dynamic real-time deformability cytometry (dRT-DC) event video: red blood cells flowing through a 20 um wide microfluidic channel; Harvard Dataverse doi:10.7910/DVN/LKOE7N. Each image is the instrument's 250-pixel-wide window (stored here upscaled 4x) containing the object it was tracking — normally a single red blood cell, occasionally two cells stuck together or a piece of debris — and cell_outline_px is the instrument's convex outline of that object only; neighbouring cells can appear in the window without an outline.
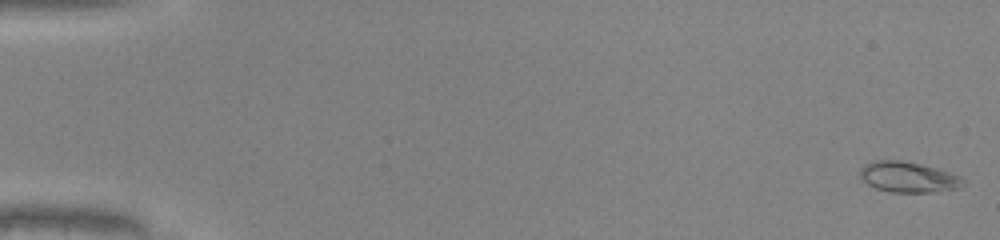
{"species": "common noctule bat (a hibernating species)", "species_latin": "Nyctalus noctula", "temperature_condition": "warm", "stored_images_in_passage": 50, "camera_frame_rate_fps": 3000, "um_per_image_px": 0.085, "animal": {"sex": "male", "body_mass_g": 20.0, "forearm_length_mm": 53.3}, "frame": {"image": 1, "passage_image": 1, "time_ms": 0.0, "image_size_px": [1000, 240], "cell_outline_px": [[964, 180], [960, 188], [932, 192], [888, 192], [876, 188], [868, 184], [860, 176], [860, 168], [864, 164], [872, 160], [900, 160], [920, 164], [936, 168], [960, 176]], "centroid_in_image_um": [77.17, 15.05], "position_along_channel_um": 7.8, "area_um2": 18.32}}
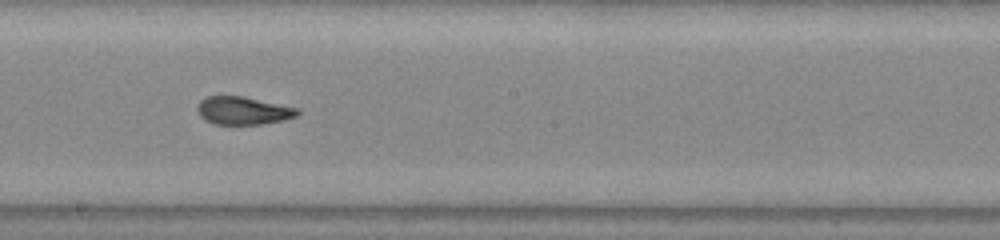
{"frame": {"image": 2, "passage_image": 29, "time_ms": 9.333, "image_size_px": [1000, 240], "cell_outline_px": [[300, 112], [296, 116], [284, 120], [260, 124], [212, 124], [204, 120], [200, 116], [196, 108], [200, 100], [208, 96], [244, 96], [300, 108]], "centroid_in_image_um": [20.67, 9.4], "position_along_channel_um": 227.5, "area_um2": 16.47}}
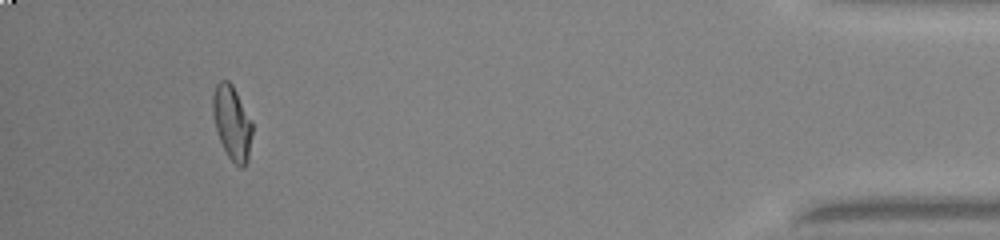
{"frame": {"image": 3, "passage_image": 47, "time_ms": 15.333, "image_size_px": [1000, 240], "cell_outline_px": [[252, 132], [248, 160], [244, 168], [240, 168], [228, 156], [216, 132], [212, 112], [212, 96], [216, 84], [220, 80], [228, 80], [232, 84], [252, 120]], "centroid_in_image_um": [19.72, 10.42], "position_along_channel_um": 415.5, "area_um2": 17.17}, "authors_computed_cell_mechanics": {"area_um2": 17.0799, "velocity_mm_per_s": 4.1637, "shape_relaxation_time_tau1_ms": null, "shape_relaxation_time_tau2_ms": 1.3, "deformation_change_tau1": null, "deformation_change_tau2": 0.065}}